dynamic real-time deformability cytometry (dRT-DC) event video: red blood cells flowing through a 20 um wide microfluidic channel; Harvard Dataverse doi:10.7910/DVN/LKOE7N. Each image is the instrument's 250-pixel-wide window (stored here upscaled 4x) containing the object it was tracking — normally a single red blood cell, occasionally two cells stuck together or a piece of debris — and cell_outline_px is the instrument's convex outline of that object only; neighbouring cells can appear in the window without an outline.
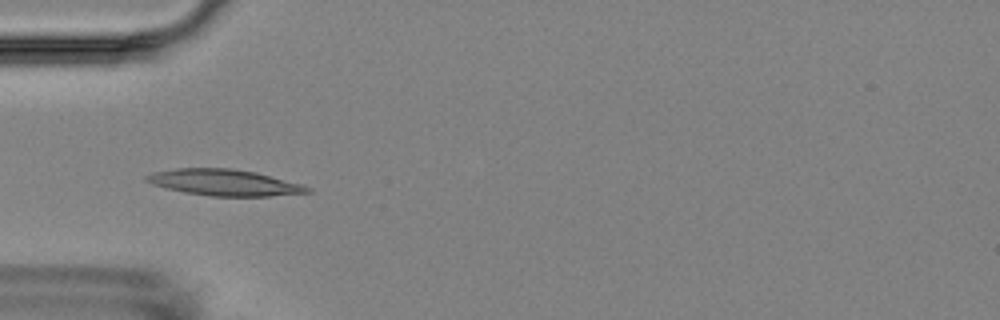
{"species": "Egyptian fruit bat (a non-hibernating species)", "species_latin": "Rousettus aegyptiacus", "temperature_condition": "room temperature", "stored_images_in_passage": 11, "camera_frame_rate_fps": 3000, "um_per_image_px": 0.085, "animal": {"sex": "female"}, "frame": {"image": 1, "passage_image": 5, "time_ms": 5.667, "image_size_px": [1000, 320], "cell_outline_px": [[312, 192], [268, 196], [212, 196], [184, 192], [152, 184], [144, 180], [144, 176], [152, 172], [176, 168], [232, 168], [256, 172], [300, 184], [312, 188]], "centroid_in_image_um": [19.03, 15.51], "position_along_channel_um": 66.0, "area_um2": 24.51}}
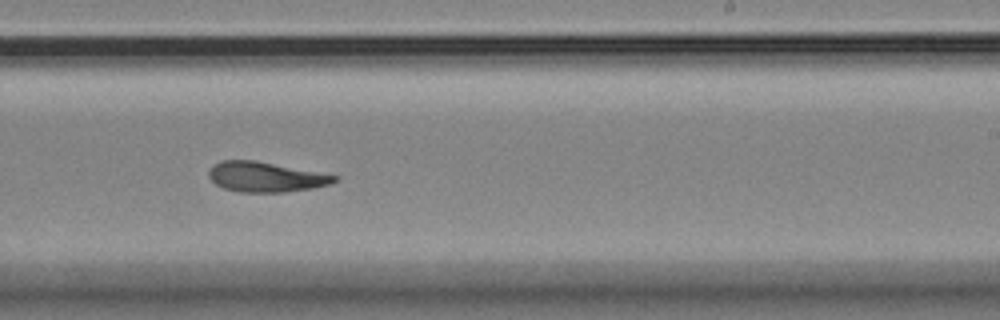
{"frame": {"image": 2, "passage_image": 10, "time_ms": 11.333, "image_size_px": [1000, 320], "cell_outline_px": [[340, 180], [332, 184], [312, 188], [284, 192], [240, 192], [224, 188], [216, 184], [208, 176], [208, 172], [212, 164], [220, 160], [256, 160], [340, 176]], "centroid_in_image_um": [22.6, 15.03], "position_along_channel_um": 266.4, "area_um2": 22.2}}
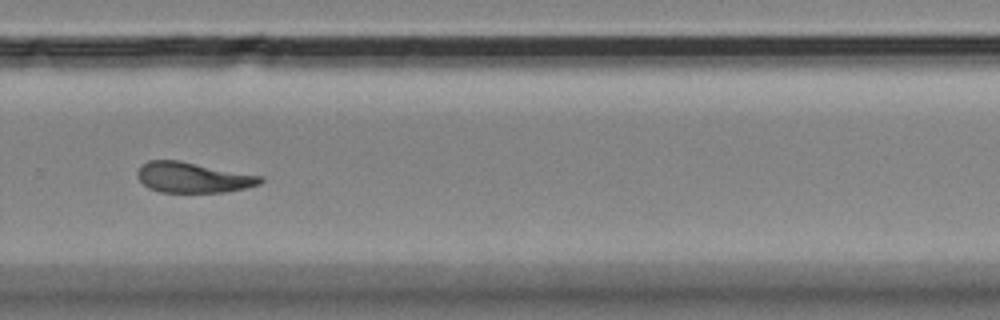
{"frame": {"image": 3, "passage_image": 11, "time_ms": 12.667, "image_size_px": [1000, 320], "cell_outline_px": [[264, 180], [260, 184], [244, 188], [224, 192], [160, 192], [148, 188], [136, 176], [136, 172], [140, 164], [148, 160], [180, 160], [260, 176]], "centroid_in_image_um": [16.33, 15.07], "position_along_channel_um": 313.5, "area_um2": 21.79}}